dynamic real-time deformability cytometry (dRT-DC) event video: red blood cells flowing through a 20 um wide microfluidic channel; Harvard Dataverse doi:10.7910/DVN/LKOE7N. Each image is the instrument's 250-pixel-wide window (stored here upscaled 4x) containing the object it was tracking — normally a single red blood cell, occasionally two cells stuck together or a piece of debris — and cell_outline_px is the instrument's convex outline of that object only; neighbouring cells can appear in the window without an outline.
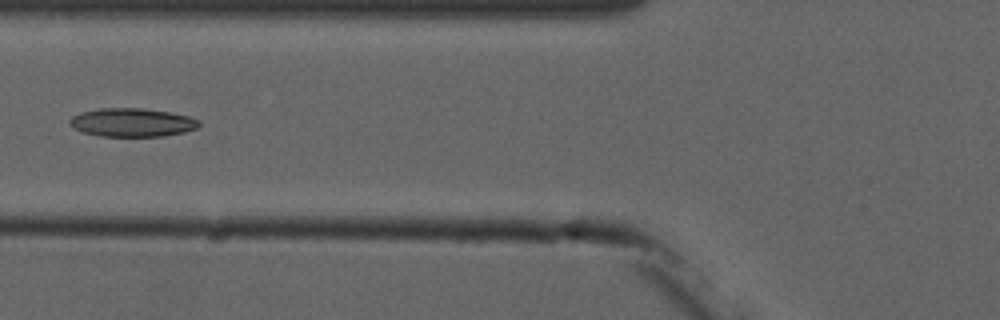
{"species": "common noctule bat (a hibernating species)", "species_latin": "Nyctalus noctula", "temperature_condition": "cold", "stored_images_in_passage": 7, "camera_frame_rate_fps": 3000, "um_per_image_px": 0.085, "animal": {"sex": "male", "forearm_length_mm": 52.5}, "frame": {"image": 1, "passage_image": 6, "time_ms": 6.667, "image_size_px": [1000, 320], "cell_outline_px": [[200, 124], [196, 128], [184, 132], [164, 136], [100, 136], [84, 132], [72, 128], [68, 124], [68, 120], [72, 116], [80, 112], [100, 108], [140, 108], [168, 112], [188, 116], [200, 120]], "centroid_in_image_um": [11.19, 10.41], "position_along_channel_um": 114.6, "area_um2": 21.5}}
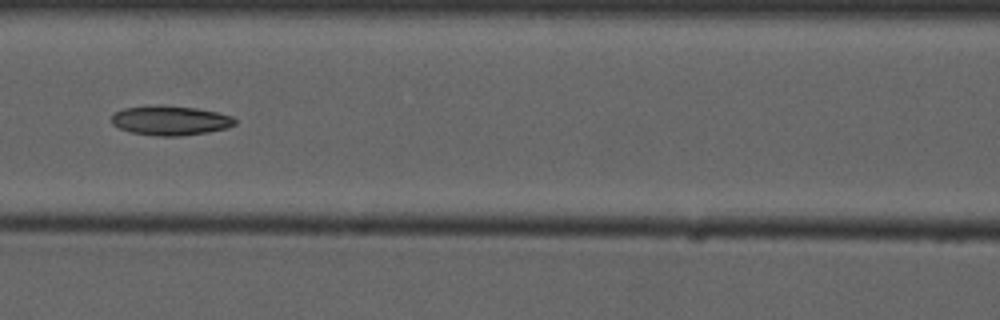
{"frame": {"image": 2, "passage_image": 7, "time_ms": 7.667, "image_size_px": [1000, 320], "cell_outline_px": [[236, 124], [228, 128], [208, 132], [180, 136], [156, 136], [132, 132], [120, 128], [112, 124], [112, 116], [116, 112], [124, 108], [196, 108], [216, 112], [232, 116], [236, 120]], "centroid_in_image_um": [14.55, 10.3], "position_along_channel_um": 152.1, "area_um2": 20.23}}